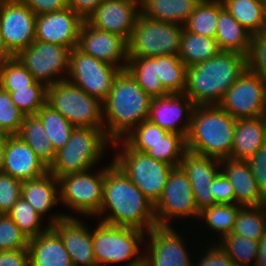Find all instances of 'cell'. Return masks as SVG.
Segmentation results:
<instances>
[{
  "label": "cell",
  "instance_id": "obj_44",
  "mask_svg": "<svg viewBox=\"0 0 266 266\" xmlns=\"http://www.w3.org/2000/svg\"><path fill=\"white\" fill-rule=\"evenodd\" d=\"M168 131L149 119L137 125L123 140L134 150L146 153Z\"/></svg>",
  "mask_w": 266,
  "mask_h": 266
},
{
  "label": "cell",
  "instance_id": "obj_20",
  "mask_svg": "<svg viewBox=\"0 0 266 266\" xmlns=\"http://www.w3.org/2000/svg\"><path fill=\"white\" fill-rule=\"evenodd\" d=\"M180 166L190 180L197 210L217 205L212 194L213 180L221 171L220 160L186 150Z\"/></svg>",
  "mask_w": 266,
  "mask_h": 266
},
{
  "label": "cell",
  "instance_id": "obj_32",
  "mask_svg": "<svg viewBox=\"0 0 266 266\" xmlns=\"http://www.w3.org/2000/svg\"><path fill=\"white\" fill-rule=\"evenodd\" d=\"M220 51L215 38L194 34L183 29L178 56L187 67L205 62Z\"/></svg>",
  "mask_w": 266,
  "mask_h": 266
},
{
  "label": "cell",
  "instance_id": "obj_43",
  "mask_svg": "<svg viewBox=\"0 0 266 266\" xmlns=\"http://www.w3.org/2000/svg\"><path fill=\"white\" fill-rule=\"evenodd\" d=\"M47 87L38 81H34L27 88L15 89L9 92L16 105L25 115H36L39 109L46 103Z\"/></svg>",
  "mask_w": 266,
  "mask_h": 266
},
{
  "label": "cell",
  "instance_id": "obj_15",
  "mask_svg": "<svg viewBox=\"0 0 266 266\" xmlns=\"http://www.w3.org/2000/svg\"><path fill=\"white\" fill-rule=\"evenodd\" d=\"M35 19L36 14L20 0H0V29L14 55L35 41Z\"/></svg>",
  "mask_w": 266,
  "mask_h": 266
},
{
  "label": "cell",
  "instance_id": "obj_57",
  "mask_svg": "<svg viewBox=\"0 0 266 266\" xmlns=\"http://www.w3.org/2000/svg\"><path fill=\"white\" fill-rule=\"evenodd\" d=\"M4 155H5V137L0 140V172L4 167Z\"/></svg>",
  "mask_w": 266,
  "mask_h": 266
},
{
  "label": "cell",
  "instance_id": "obj_55",
  "mask_svg": "<svg viewBox=\"0 0 266 266\" xmlns=\"http://www.w3.org/2000/svg\"><path fill=\"white\" fill-rule=\"evenodd\" d=\"M254 266H266V233L260 238L258 257Z\"/></svg>",
  "mask_w": 266,
  "mask_h": 266
},
{
  "label": "cell",
  "instance_id": "obj_48",
  "mask_svg": "<svg viewBox=\"0 0 266 266\" xmlns=\"http://www.w3.org/2000/svg\"><path fill=\"white\" fill-rule=\"evenodd\" d=\"M248 69L266 80V32L252 36Z\"/></svg>",
  "mask_w": 266,
  "mask_h": 266
},
{
  "label": "cell",
  "instance_id": "obj_4",
  "mask_svg": "<svg viewBox=\"0 0 266 266\" xmlns=\"http://www.w3.org/2000/svg\"><path fill=\"white\" fill-rule=\"evenodd\" d=\"M237 119L219 105L195 106L186 137V150L214 157L231 158Z\"/></svg>",
  "mask_w": 266,
  "mask_h": 266
},
{
  "label": "cell",
  "instance_id": "obj_30",
  "mask_svg": "<svg viewBox=\"0 0 266 266\" xmlns=\"http://www.w3.org/2000/svg\"><path fill=\"white\" fill-rule=\"evenodd\" d=\"M49 168L56 155L42 121L36 115H25L17 134Z\"/></svg>",
  "mask_w": 266,
  "mask_h": 266
},
{
  "label": "cell",
  "instance_id": "obj_36",
  "mask_svg": "<svg viewBox=\"0 0 266 266\" xmlns=\"http://www.w3.org/2000/svg\"><path fill=\"white\" fill-rule=\"evenodd\" d=\"M156 71L169 93H184L187 66L178 55L156 56Z\"/></svg>",
  "mask_w": 266,
  "mask_h": 266
},
{
  "label": "cell",
  "instance_id": "obj_52",
  "mask_svg": "<svg viewBox=\"0 0 266 266\" xmlns=\"http://www.w3.org/2000/svg\"><path fill=\"white\" fill-rule=\"evenodd\" d=\"M29 7L36 16L59 11L68 7V0H20Z\"/></svg>",
  "mask_w": 266,
  "mask_h": 266
},
{
  "label": "cell",
  "instance_id": "obj_25",
  "mask_svg": "<svg viewBox=\"0 0 266 266\" xmlns=\"http://www.w3.org/2000/svg\"><path fill=\"white\" fill-rule=\"evenodd\" d=\"M28 251L30 266H73L62 238L52 227L29 239Z\"/></svg>",
  "mask_w": 266,
  "mask_h": 266
},
{
  "label": "cell",
  "instance_id": "obj_23",
  "mask_svg": "<svg viewBox=\"0 0 266 266\" xmlns=\"http://www.w3.org/2000/svg\"><path fill=\"white\" fill-rule=\"evenodd\" d=\"M2 172L25 181L42 176L48 172V167L18 135H5Z\"/></svg>",
  "mask_w": 266,
  "mask_h": 266
},
{
  "label": "cell",
  "instance_id": "obj_33",
  "mask_svg": "<svg viewBox=\"0 0 266 266\" xmlns=\"http://www.w3.org/2000/svg\"><path fill=\"white\" fill-rule=\"evenodd\" d=\"M126 70L151 98L170 94L157 75L156 57H128Z\"/></svg>",
  "mask_w": 266,
  "mask_h": 266
},
{
  "label": "cell",
  "instance_id": "obj_19",
  "mask_svg": "<svg viewBox=\"0 0 266 266\" xmlns=\"http://www.w3.org/2000/svg\"><path fill=\"white\" fill-rule=\"evenodd\" d=\"M84 19L71 8L36 16L35 40L66 46L70 50L78 45Z\"/></svg>",
  "mask_w": 266,
  "mask_h": 266
},
{
  "label": "cell",
  "instance_id": "obj_54",
  "mask_svg": "<svg viewBox=\"0 0 266 266\" xmlns=\"http://www.w3.org/2000/svg\"><path fill=\"white\" fill-rule=\"evenodd\" d=\"M103 1L104 0H68V7L86 20Z\"/></svg>",
  "mask_w": 266,
  "mask_h": 266
},
{
  "label": "cell",
  "instance_id": "obj_9",
  "mask_svg": "<svg viewBox=\"0 0 266 266\" xmlns=\"http://www.w3.org/2000/svg\"><path fill=\"white\" fill-rule=\"evenodd\" d=\"M183 25L139 14L128 43V57L178 55Z\"/></svg>",
  "mask_w": 266,
  "mask_h": 266
},
{
  "label": "cell",
  "instance_id": "obj_16",
  "mask_svg": "<svg viewBox=\"0 0 266 266\" xmlns=\"http://www.w3.org/2000/svg\"><path fill=\"white\" fill-rule=\"evenodd\" d=\"M148 235V246L143 251L145 266H193L185 242L173 226H155Z\"/></svg>",
  "mask_w": 266,
  "mask_h": 266
},
{
  "label": "cell",
  "instance_id": "obj_17",
  "mask_svg": "<svg viewBox=\"0 0 266 266\" xmlns=\"http://www.w3.org/2000/svg\"><path fill=\"white\" fill-rule=\"evenodd\" d=\"M77 48L100 61L126 70L128 43L118 34L97 29L85 20L80 29Z\"/></svg>",
  "mask_w": 266,
  "mask_h": 266
},
{
  "label": "cell",
  "instance_id": "obj_13",
  "mask_svg": "<svg viewBox=\"0 0 266 266\" xmlns=\"http://www.w3.org/2000/svg\"><path fill=\"white\" fill-rule=\"evenodd\" d=\"M69 53L66 46L35 40L15 57L30 71L35 81L48 87L66 80L64 73H68Z\"/></svg>",
  "mask_w": 266,
  "mask_h": 266
},
{
  "label": "cell",
  "instance_id": "obj_22",
  "mask_svg": "<svg viewBox=\"0 0 266 266\" xmlns=\"http://www.w3.org/2000/svg\"><path fill=\"white\" fill-rule=\"evenodd\" d=\"M195 106L184 93H170L152 98L148 119L162 129L180 134L186 139ZM179 121L184 123L179 124Z\"/></svg>",
  "mask_w": 266,
  "mask_h": 266
},
{
  "label": "cell",
  "instance_id": "obj_35",
  "mask_svg": "<svg viewBox=\"0 0 266 266\" xmlns=\"http://www.w3.org/2000/svg\"><path fill=\"white\" fill-rule=\"evenodd\" d=\"M219 18V0H201L183 25L186 31L215 38Z\"/></svg>",
  "mask_w": 266,
  "mask_h": 266
},
{
  "label": "cell",
  "instance_id": "obj_47",
  "mask_svg": "<svg viewBox=\"0 0 266 266\" xmlns=\"http://www.w3.org/2000/svg\"><path fill=\"white\" fill-rule=\"evenodd\" d=\"M22 181L0 172V214H8L21 198Z\"/></svg>",
  "mask_w": 266,
  "mask_h": 266
},
{
  "label": "cell",
  "instance_id": "obj_37",
  "mask_svg": "<svg viewBox=\"0 0 266 266\" xmlns=\"http://www.w3.org/2000/svg\"><path fill=\"white\" fill-rule=\"evenodd\" d=\"M36 116L42 121L54 150L62 148L70 139L75 126L46 103L39 109Z\"/></svg>",
  "mask_w": 266,
  "mask_h": 266
},
{
  "label": "cell",
  "instance_id": "obj_38",
  "mask_svg": "<svg viewBox=\"0 0 266 266\" xmlns=\"http://www.w3.org/2000/svg\"><path fill=\"white\" fill-rule=\"evenodd\" d=\"M242 206L238 204H217L203 209L198 219L206 222L208 230L219 232L220 237L231 234L237 213Z\"/></svg>",
  "mask_w": 266,
  "mask_h": 266
},
{
  "label": "cell",
  "instance_id": "obj_12",
  "mask_svg": "<svg viewBox=\"0 0 266 266\" xmlns=\"http://www.w3.org/2000/svg\"><path fill=\"white\" fill-rule=\"evenodd\" d=\"M190 180L181 166L173 167L159 200L154 204L157 226H172V218L199 217Z\"/></svg>",
  "mask_w": 266,
  "mask_h": 266
},
{
  "label": "cell",
  "instance_id": "obj_49",
  "mask_svg": "<svg viewBox=\"0 0 266 266\" xmlns=\"http://www.w3.org/2000/svg\"><path fill=\"white\" fill-rule=\"evenodd\" d=\"M246 161L250 166L259 190L266 198V143Z\"/></svg>",
  "mask_w": 266,
  "mask_h": 266
},
{
  "label": "cell",
  "instance_id": "obj_5",
  "mask_svg": "<svg viewBox=\"0 0 266 266\" xmlns=\"http://www.w3.org/2000/svg\"><path fill=\"white\" fill-rule=\"evenodd\" d=\"M112 142L104 129L75 127L68 142L56 151L48 171L57 179L94 168Z\"/></svg>",
  "mask_w": 266,
  "mask_h": 266
},
{
  "label": "cell",
  "instance_id": "obj_11",
  "mask_svg": "<svg viewBox=\"0 0 266 266\" xmlns=\"http://www.w3.org/2000/svg\"><path fill=\"white\" fill-rule=\"evenodd\" d=\"M59 177L60 201L75 213L98 216L103 201L104 168Z\"/></svg>",
  "mask_w": 266,
  "mask_h": 266
},
{
  "label": "cell",
  "instance_id": "obj_8",
  "mask_svg": "<svg viewBox=\"0 0 266 266\" xmlns=\"http://www.w3.org/2000/svg\"><path fill=\"white\" fill-rule=\"evenodd\" d=\"M46 104L75 127L104 129L103 103L67 79L47 87Z\"/></svg>",
  "mask_w": 266,
  "mask_h": 266
},
{
  "label": "cell",
  "instance_id": "obj_46",
  "mask_svg": "<svg viewBox=\"0 0 266 266\" xmlns=\"http://www.w3.org/2000/svg\"><path fill=\"white\" fill-rule=\"evenodd\" d=\"M28 241L8 214L0 215V251L28 250Z\"/></svg>",
  "mask_w": 266,
  "mask_h": 266
},
{
  "label": "cell",
  "instance_id": "obj_39",
  "mask_svg": "<svg viewBox=\"0 0 266 266\" xmlns=\"http://www.w3.org/2000/svg\"><path fill=\"white\" fill-rule=\"evenodd\" d=\"M217 243L237 266H248L251 263L253 266L255 265L258 257L259 241L228 234L218 239Z\"/></svg>",
  "mask_w": 266,
  "mask_h": 266
},
{
  "label": "cell",
  "instance_id": "obj_18",
  "mask_svg": "<svg viewBox=\"0 0 266 266\" xmlns=\"http://www.w3.org/2000/svg\"><path fill=\"white\" fill-rule=\"evenodd\" d=\"M50 218L48 224L62 238L72 265L98 266L94 257L92 231L71 214H55Z\"/></svg>",
  "mask_w": 266,
  "mask_h": 266
},
{
  "label": "cell",
  "instance_id": "obj_51",
  "mask_svg": "<svg viewBox=\"0 0 266 266\" xmlns=\"http://www.w3.org/2000/svg\"><path fill=\"white\" fill-rule=\"evenodd\" d=\"M211 247L201 256L196 266H237L218 243Z\"/></svg>",
  "mask_w": 266,
  "mask_h": 266
},
{
  "label": "cell",
  "instance_id": "obj_6",
  "mask_svg": "<svg viewBox=\"0 0 266 266\" xmlns=\"http://www.w3.org/2000/svg\"><path fill=\"white\" fill-rule=\"evenodd\" d=\"M97 225L92 229V244L98 266H110L124 261H128L124 266L143 263L144 254H141L140 247L147 243L144 231L102 221Z\"/></svg>",
  "mask_w": 266,
  "mask_h": 266
},
{
  "label": "cell",
  "instance_id": "obj_40",
  "mask_svg": "<svg viewBox=\"0 0 266 266\" xmlns=\"http://www.w3.org/2000/svg\"><path fill=\"white\" fill-rule=\"evenodd\" d=\"M185 151L186 139L180 134L167 132L157 143L152 145L146 154L176 167L180 166Z\"/></svg>",
  "mask_w": 266,
  "mask_h": 266
},
{
  "label": "cell",
  "instance_id": "obj_34",
  "mask_svg": "<svg viewBox=\"0 0 266 266\" xmlns=\"http://www.w3.org/2000/svg\"><path fill=\"white\" fill-rule=\"evenodd\" d=\"M266 233V204L262 206H242L237 213L231 234L254 241Z\"/></svg>",
  "mask_w": 266,
  "mask_h": 266
},
{
  "label": "cell",
  "instance_id": "obj_14",
  "mask_svg": "<svg viewBox=\"0 0 266 266\" xmlns=\"http://www.w3.org/2000/svg\"><path fill=\"white\" fill-rule=\"evenodd\" d=\"M218 105L236 119L266 116V80L247 68Z\"/></svg>",
  "mask_w": 266,
  "mask_h": 266
},
{
  "label": "cell",
  "instance_id": "obj_28",
  "mask_svg": "<svg viewBox=\"0 0 266 266\" xmlns=\"http://www.w3.org/2000/svg\"><path fill=\"white\" fill-rule=\"evenodd\" d=\"M21 197L43 217L60 202L59 181L49 171L40 177L22 181Z\"/></svg>",
  "mask_w": 266,
  "mask_h": 266
},
{
  "label": "cell",
  "instance_id": "obj_42",
  "mask_svg": "<svg viewBox=\"0 0 266 266\" xmlns=\"http://www.w3.org/2000/svg\"><path fill=\"white\" fill-rule=\"evenodd\" d=\"M30 71L16 58L0 63V87L8 92L27 88L34 82Z\"/></svg>",
  "mask_w": 266,
  "mask_h": 266
},
{
  "label": "cell",
  "instance_id": "obj_50",
  "mask_svg": "<svg viewBox=\"0 0 266 266\" xmlns=\"http://www.w3.org/2000/svg\"><path fill=\"white\" fill-rule=\"evenodd\" d=\"M212 194L217 204H235L234 189L222 171L213 180Z\"/></svg>",
  "mask_w": 266,
  "mask_h": 266
},
{
  "label": "cell",
  "instance_id": "obj_3",
  "mask_svg": "<svg viewBox=\"0 0 266 266\" xmlns=\"http://www.w3.org/2000/svg\"><path fill=\"white\" fill-rule=\"evenodd\" d=\"M247 68V56L220 51L205 62L187 67L184 94L196 106L218 105Z\"/></svg>",
  "mask_w": 266,
  "mask_h": 266
},
{
  "label": "cell",
  "instance_id": "obj_2",
  "mask_svg": "<svg viewBox=\"0 0 266 266\" xmlns=\"http://www.w3.org/2000/svg\"><path fill=\"white\" fill-rule=\"evenodd\" d=\"M152 98L127 70L115 77L103 102L104 132L113 143L123 140L137 125L149 118Z\"/></svg>",
  "mask_w": 266,
  "mask_h": 266
},
{
  "label": "cell",
  "instance_id": "obj_31",
  "mask_svg": "<svg viewBox=\"0 0 266 266\" xmlns=\"http://www.w3.org/2000/svg\"><path fill=\"white\" fill-rule=\"evenodd\" d=\"M227 11L252 35L266 32V6L257 0H222Z\"/></svg>",
  "mask_w": 266,
  "mask_h": 266
},
{
  "label": "cell",
  "instance_id": "obj_10",
  "mask_svg": "<svg viewBox=\"0 0 266 266\" xmlns=\"http://www.w3.org/2000/svg\"><path fill=\"white\" fill-rule=\"evenodd\" d=\"M120 71L119 67L100 61L76 47L70 50L68 73L65 75H68V81L103 103Z\"/></svg>",
  "mask_w": 266,
  "mask_h": 266
},
{
  "label": "cell",
  "instance_id": "obj_56",
  "mask_svg": "<svg viewBox=\"0 0 266 266\" xmlns=\"http://www.w3.org/2000/svg\"><path fill=\"white\" fill-rule=\"evenodd\" d=\"M15 55L6 46L0 29V63L14 58Z\"/></svg>",
  "mask_w": 266,
  "mask_h": 266
},
{
  "label": "cell",
  "instance_id": "obj_21",
  "mask_svg": "<svg viewBox=\"0 0 266 266\" xmlns=\"http://www.w3.org/2000/svg\"><path fill=\"white\" fill-rule=\"evenodd\" d=\"M140 3L136 0H104L86 19L97 29L112 32L130 40Z\"/></svg>",
  "mask_w": 266,
  "mask_h": 266
},
{
  "label": "cell",
  "instance_id": "obj_53",
  "mask_svg": "<svg viewBox=\"0 0 266 266\" xmlns=\"http://www.w3.org/2000/svg\"><path fill=\"white\" fill-rule=\"evenodd\" d=\"M0 266H30L29 251H0Z\"/></svg>",
  "mask_w": 266,
  "mask_h": 266
},
{
  "label": "cell",
  "instance_id": "obj_58",
  "mask_svg": "<svg viewBox=\"0 0 266 266\" xmlns=\"http://www.w3.org/2000/svg\"><path fill=\"white\" fill-rule=\"evenodd\" d=\"M5 137L4 133L0 130V140H2Z\"/></svg>",
  "mask_w": 266,
  "mask_h": 266
},
{
  "label": "cell",
  "instance_id": "obj_29",
  "mask_svg": "<svg viewBox=\"0 0 266 266\" xmlns=\"http://www.w3.org/2000/svg\"><path fill=\"white\" fill-rule=\"evenodd\" d=\"M201 0H142L140 14L147 18L184 25Z\"/></svg>",
  "mask_w": 266,
  "mask_h": 266
},
{
  "label": "cell",
  "instance_id": "obj_59",
  "mask_svg": "<svg viewBox=\"0 0 266 266\" xmlns=\"http://www.w3.org/2000/svg\"><path fill=\"white\" fill-rule=\"evenodd\" d=\"M257 1L266 6V0H257Z\"/></svg>",
  "mask_w": 266,
  "mask_h": 266
},
{
  "label": "cell",
  "instance_id": "obj_24",
  "mask_svg": "<svg viewBox=\"0 0 266 266\" xmlns=\"http://www.w3.org/2000/svg\"><path fill=\"white\" fill-rule=\"evenodd\" d=\"M221 171L230 181L235 194V204L241 206H262L266 198L258 188L246 160L225 158L220 160Z\"/></svg>",
  "mask_w": 266,
  "mask_h": 266
},
{
  "label": "cell",
  "instance_id": "obj_45",
  "mask_svg": "<svg viewBox=\"0 0 266 266\" xmlns=\"http://www.w3.org/2000/svg\"><path fill=\"white\" fill-rule=\"evenodd\" d=\"M25 114L13 103L8 91L0 87V130L4 135H17Z\"/></svg>",
  "mask_w": 266,
  "mask_h": 266
},
{
  "label": "cell",
  "instance_id": "obj_27",
  "mask_svg": "<svg viewBox=\"0 0 266 266\" xmlns=\"http://www.w3.org/2000/svg\"><path fill=\"white\" fill-rule=\"evenodd\" d=\"M252 34L246 30L223 6L219 0V18L215 39L221 51L235 52L248 56Z\"/></svg>",
  "mask_w": 266,
  "mask_h": 266
},
{
  "label": "cell",
  "instance_id": "obj_7",
  "mask_svg": "<svg viewBox=\"0 0 266 266\" xmlns=\"http://www.w3.org/2000/svg\"><path fill=\"white\" fill-rule=\"evenodd\" d=\"M112 159L132 183L153 203L161 197L174 166L132 149L124 140L113 142L118 148Z\"/></svg>",
  "mask_w": 266,
  "mask_h": 266
},
{
  "label": "cell",
  "instance_id": "obj_26",
  "mask_svg": "<svg viewBox=\"0 0 266 266\" xmlns=\"http://www.w3.org/2000/svg\"><path fill=\"white\" fill-rule=\"evenodd\" d=\"M266 143V116L237 119L231 158L247 160Z\"/></svg>",
  "mask_w": 266,
  "mask_h": 266
},
{
  "label": "cell",
  "instance_id": "obj_1",
  "mask_svg": "<svg viewBox=\"0 0 266 266\" xmlns=\"http://www.w3.org/2000/svg\"><path fill=\"white\" fill-rule=\"evenodd\" d=\"M108 165L104 167L103 201L97 217L108 213L101 218L102 222L148 233L157 226L153 203L113 160Z\"/></svg>",
  "mask_w": 266,
  "mask_h": 266
},
{
  "label": "cell",
  "instance_id": "obj_41",
  "mask_svg": "<svg viewBox=\"0 0 266 266\" xmlns=\"http://www.w3.org/2000/svg\"><path fill=\"white\" fill-rule=\"evenodd\" d=\"M8 215L27 239L35 238L51 227V225L48 224L41 229L43 227L41 224L43 222V217L40 216L23 197L16 202Z\"/></svg>",
  "mask_w": 266,
  "mask_h": 266
}]
</instances>
